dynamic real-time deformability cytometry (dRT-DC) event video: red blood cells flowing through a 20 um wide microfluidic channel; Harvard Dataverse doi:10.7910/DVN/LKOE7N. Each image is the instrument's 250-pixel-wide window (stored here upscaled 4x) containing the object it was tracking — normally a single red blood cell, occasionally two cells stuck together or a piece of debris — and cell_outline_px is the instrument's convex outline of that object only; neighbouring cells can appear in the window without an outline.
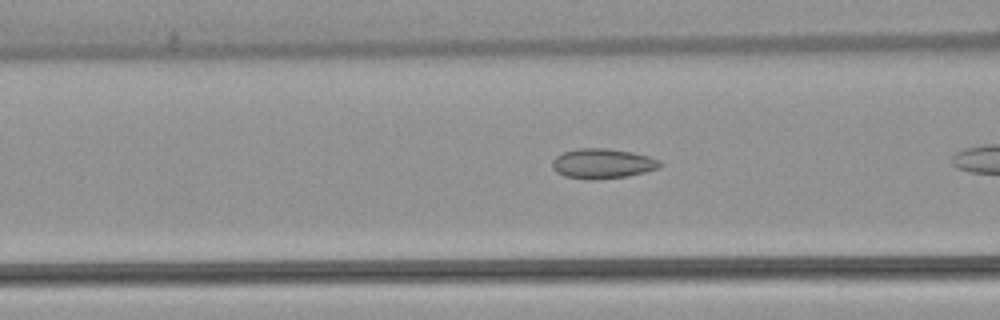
{"species": "common noctule bat (a hibernating species)", "species_latin": "Nyctalus noctula", "temperature_condition": "warm", "stored_images_in_passage": 21, "camera_frame_rate_fps": 3000, "um_per_image_px": 0.085, "animal": {"sex": "female", "body_mass_g": 22.7, "forearm_length_mm": 54.2}, "frame": {"image": 1, "passage_image": 15, "time_ms": 4.667, "image_size_px": [1000, 320], "cell_outline_px": [[664, 164], [660, 168], [628, 176], [596, 180], [588, 180], [564, 176], [556, 172], [552, 168], [552, 160], [556, 156], [564, 152], [576, 148], [604, 148], [632, 152], [648, 156], [660, 160]], "centroid_in_image_um": [51.21, 13.91], "position_along_channel_um": 115.4, "area_um2": 19.02}}
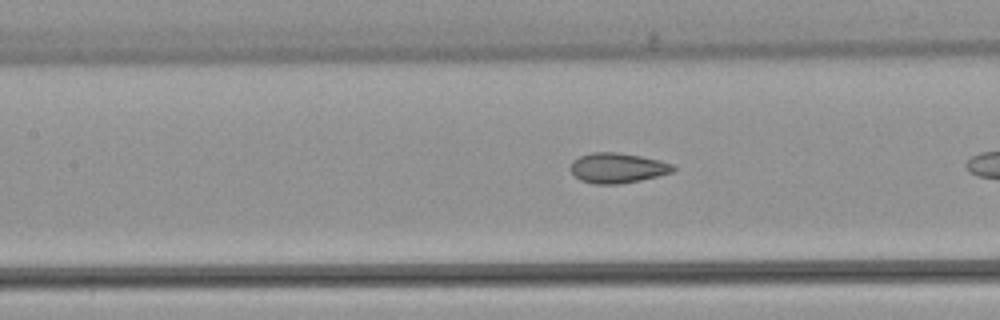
{"frame": {"image": 2, "passage_image": 18, "time_ms": 5.667, "image_size_px": [1000, 320], "cell_outline_px": [[676, 168], [672, 172], [640, 180], [620, 184], [596, 184], [580, 180], [568, 168], [572, 160], [580, 156], [592, 152], [616, 152], [640, 156], [660, 160], [672, 164]], "centroid_in_image_um": [52.45, 14.27], "position_along_channel_um": 154.9, "area_um2": 17.98}}